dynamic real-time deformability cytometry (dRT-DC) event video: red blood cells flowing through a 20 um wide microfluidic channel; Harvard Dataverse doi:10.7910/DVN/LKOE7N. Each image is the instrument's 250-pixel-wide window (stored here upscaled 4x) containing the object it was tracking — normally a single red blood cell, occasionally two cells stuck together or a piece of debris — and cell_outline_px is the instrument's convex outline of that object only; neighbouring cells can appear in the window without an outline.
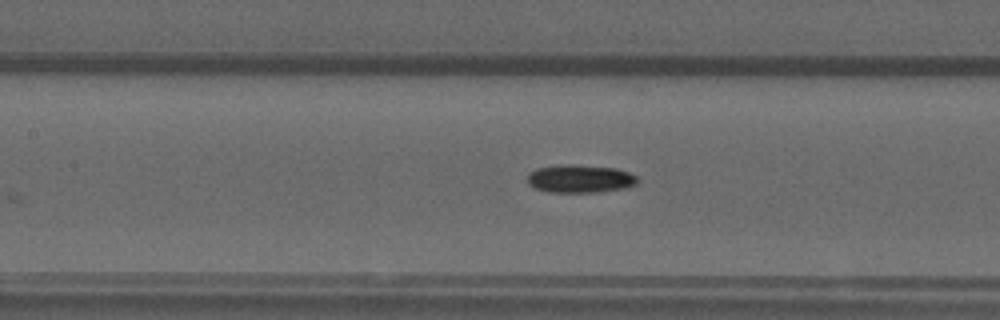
{"species": "common noctule bat (a hibernating species)", "species_latin": "Nyctalus noctula", "temperature_condition": "warm", "stored_images_in_passage": 11, "camera_frame_rate_fps": 3000, "um_per_image_px": 0.085, "animal": {"sex": "male", "forearm_length_mm": 52.5}, "frame": {"image": 1, "passage_image": 7, "time_ms": 2.0, "image_size_px": [1000, 320], "cell_outline_px": [[640, 180], [636, 184], [628, 188], [600, 192], [548, 192], [536, 188], [528, 184], [528, 172], [536, 168], [560, 164], [576, 164], [616, 168], [628, 172], [636, 176]], "centroid_in_image_um": [49.32, 15.18], "position_along_channel_um": 158.1, "area_um2": 18.32}}
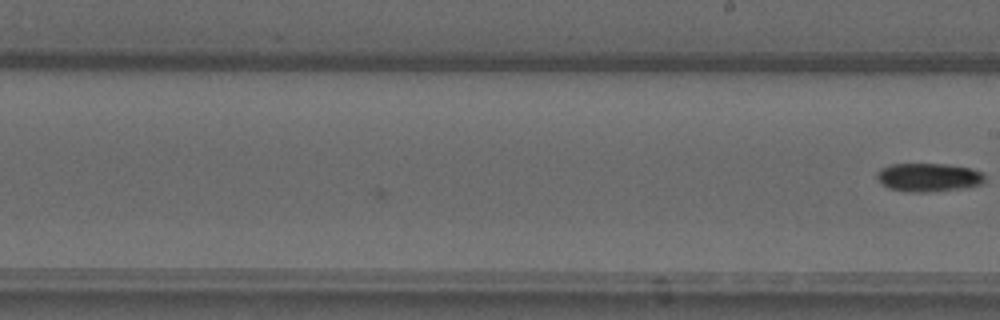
{"frame": {"image": 2, "passage_image": 11, "time_ms": 3.333, "image_size_px": [1000, 320], "cell_outline_px": [[984, 184], [960, 188], [928, 192], [908, 192], [888, 188], [876, 176], [876, 172], [880, 168], [892, 164], [944, 164], [972, 168], [980, 172], [984, 176]], "centroid_in_image_um": [78.91, 15.07], "position_along_channel_um": 210.1, "area_um2": 17.8}}